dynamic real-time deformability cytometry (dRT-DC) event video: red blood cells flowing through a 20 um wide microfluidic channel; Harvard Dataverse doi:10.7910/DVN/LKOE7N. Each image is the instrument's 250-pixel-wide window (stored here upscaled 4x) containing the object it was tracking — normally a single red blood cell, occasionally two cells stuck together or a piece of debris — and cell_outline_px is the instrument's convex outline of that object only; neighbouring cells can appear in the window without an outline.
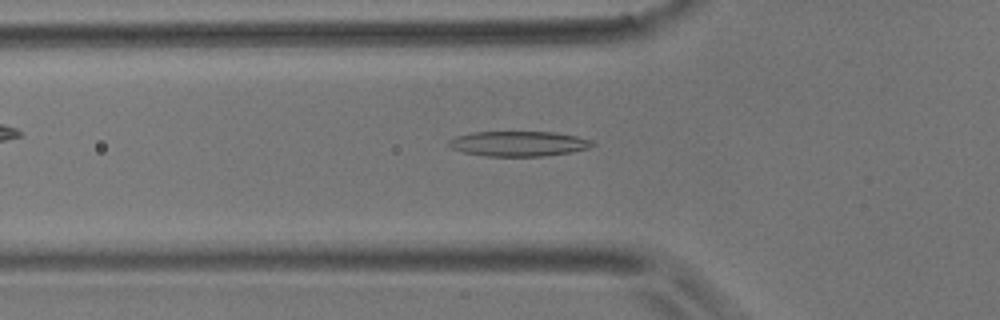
{"species": "common noctule bat (a hibernating species)", "species_latin": "Nyctalus noctula", "temperature_condition": "room temperature", "stored_images_in_passage": 53, "camera_frame_rate_fps": 3000, "um_per_image_px": 0.085, "animal": {"sex": "male", "body_mass_g": 17.9}, "frame": {"image": 1, "passage_image": 17, "time_ms": 5.333, "image_size_px": [1000, 320], "cell_outline_px": [[596, 144], [588, 148], [572, 152], [544, 156], [484, 156], [464, 152], [452, 148], [448, 144], [448, 140], [456, 136], [472, 132], [556, 132], [576, 136], [592, 140]], "centroid_in_image_um": [44.09, 12.21], "position_along_channel_um": 81.7, "area_um2": 21.04}}
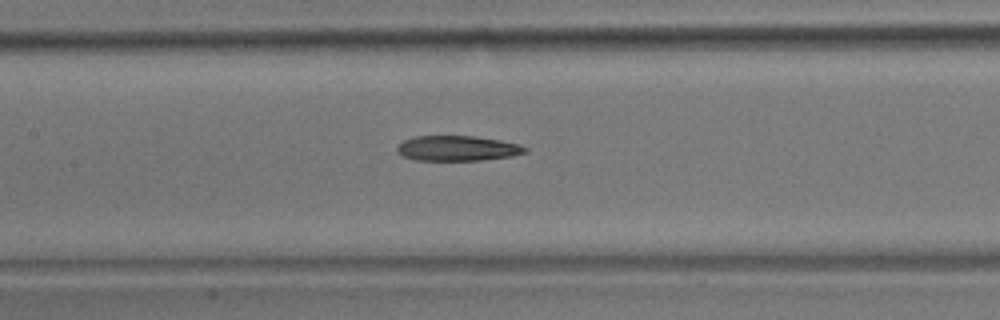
{"frame": {"image": 2, "passage_image": 24, "time_ms": 7.667, "image_size_px": [1000, 320], "cell_outline_px": [[528, 152], [512, 156], [480, 160], [416, 160], [404, 156], [396, 152], [396, 148], [404, 140], [416, 136], [472, 136], [500, 140], [516, 144], [528, 148]], "centroid_in_image_um": [38.88, 12.61], "position_along_channel_um": 168.5, "area_um2": 18.61}}
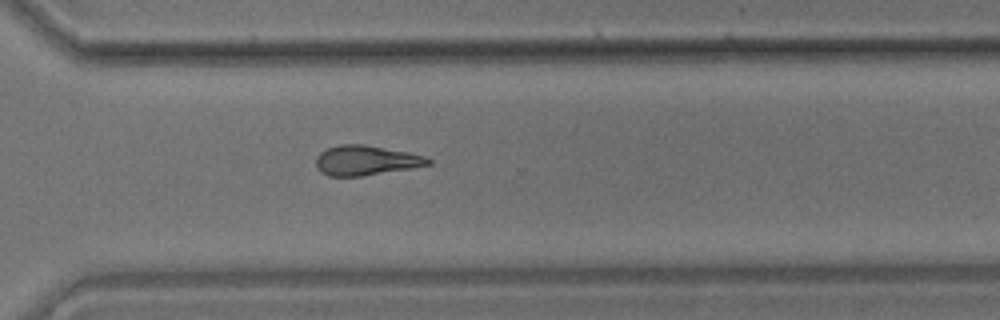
{"frame": {"image": 3, "passage_image": 38, "time_ms": 12.333, "image_size_px": [1000, 320], "cell_outline_px": [[432, 164], [412, 168], [364, 176], [328, 176], [320, 172], [316, 168], [316, 156], [320, 152], [328, 148], [340, 144], [364, 144], [408, 152], [424, 156], [432, 160]], "centroid_in_image_um": [31.09, 13.64], "position_along_channel_um": 339.5, "area_um2": 19.65}, "authors_computed_cell_mechanics": {"area_um2": 19.9988, "velocity_mm_per_s": 3.6721, "shape_relaxation_time_tau1_ms": 10.0661, "shape_relaxation_time_tau2_ms": 7.6307, "deformation_change_tau1": 0.2118, "deformation_change_tau2": 0.2112}}